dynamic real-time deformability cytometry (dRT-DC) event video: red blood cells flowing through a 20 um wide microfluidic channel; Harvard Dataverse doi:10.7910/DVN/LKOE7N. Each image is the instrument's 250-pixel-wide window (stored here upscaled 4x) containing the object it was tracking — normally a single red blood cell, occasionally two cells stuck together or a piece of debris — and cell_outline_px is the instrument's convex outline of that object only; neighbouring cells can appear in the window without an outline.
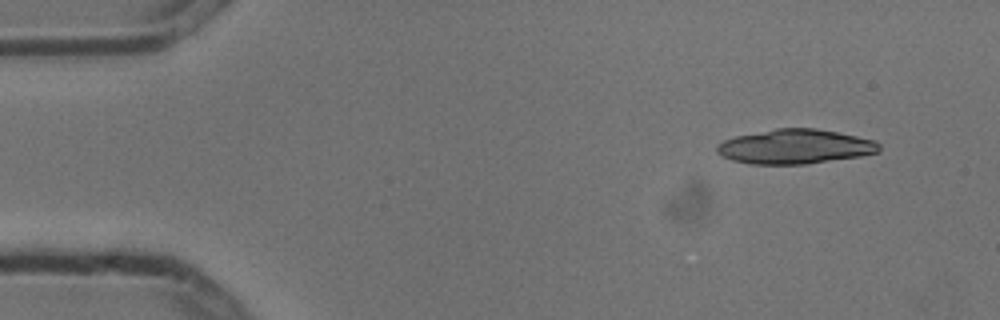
{"species": "common noctule bat (a hibernating species)", "species_latin": "Nyctalus noctula", "temperature_condition": "cold", "stored_images_in_passage": 4, "camera_frame_rate_fps": 3000, "um_per_image_px": 0.085, "animal": {"sex": "male", "body_mass_g": 13.3}, "frame": {"image": 1, "passage_image": 1, "time_ms": 0.0, "image_size_px": [1000, 320], "cell_outline_px": [[880, 152], [860, 156], [804, 164], [748, 164], [732, 160], [716, 152], [716, 144], [724, 140], [736, 136], [776, 128], [816, 128], [876, 140], [880, 144]], "centroid_in_image_um": [67.58, 12.46], "position_along_channel_um": 17.4, "area_um2": 32.6}}